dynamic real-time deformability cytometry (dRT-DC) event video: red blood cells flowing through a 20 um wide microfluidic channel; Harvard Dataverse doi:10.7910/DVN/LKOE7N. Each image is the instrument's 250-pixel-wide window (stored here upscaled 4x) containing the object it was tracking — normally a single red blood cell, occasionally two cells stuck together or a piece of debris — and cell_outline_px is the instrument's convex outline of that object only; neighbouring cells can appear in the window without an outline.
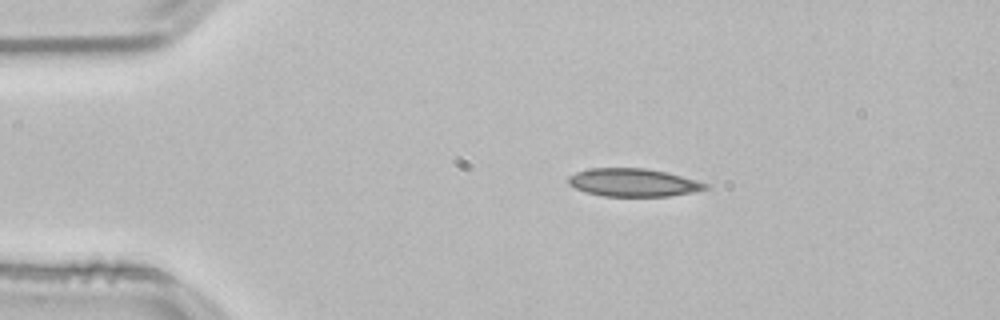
{"species": "common noctule bat (a hibernating species)", "species_latin": "Nyctalus noctula", "temperature_condition": "room temperature", "stored_images_in_passage": 44, "camera_frame_rate_fps": 3000, "um_per_image_px": 0.085, "animal": {"sex": "male", "body_mass_g": 21.5, "forearm_length_mm": 52.0}, "frame": {"image": 1, "passage_image": 1, "time_ms": 0.0, "image_size_px": [1000, 320], "cell_outline_px": [[712, 188], [696, 192], [668, 196], [604, 196], [584, 192], [568, 184], [568, 176], [576, 172], [588, 168], [648, 168], [668, 172], [712, 184]], "centroid_in_image_um": [53.9, 15.51], "position_along_channel_um": 31.1, "area_um2": 22.83}}
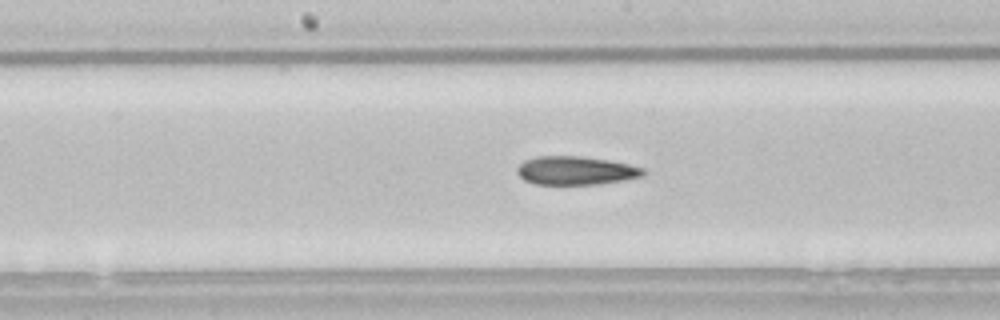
{"frame": {"image": 2, "passage_image": 18, "time_ms": 5.667, "image_size_px": [1000, 320], "cell_outline_px": [[648, 172], [644, 176], [624, 180], [596, 184], [532, 184], [524, 180], [516, 172], [516, 168], [524, 160], [536, 156], [580, 156], [608, 160], [628, 164], [644, 168]], "centroid_in_image_um": [48.94, 14.5], "position_along_channel_um": 199.3, "area_um2": 21.1}}
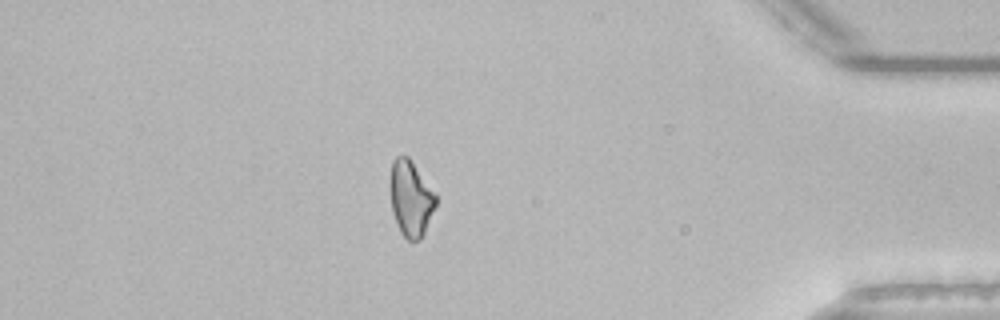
{"frame": {"image": 3, "passage_image": 37, "time_ms": 12.0, "image_size_px": [1000, 320], "cell_outline_px": [[436, 204], [424, 232], [420, 240], [412, 244], [400, 232], [396, 224], [392, 212], [388, 184], [392, 160], [396, 156], [408, 156], [436, 196]], "centroid_in_image_um": [34.85, 16.89], "position_along_channel_um": 400.3, "area_um2": 20.29}, "authors_computed_cell_mechanics": {"area_um2": 21.386, "velocity_mm_per_s": 3.8193, "shape_relaxation_time_tau1_ms": null, "shape_relaxation_time_tau2_ms": 3.8192, "deformation_change_tau1": null, "deformation_change_tau2": 0.1138}}